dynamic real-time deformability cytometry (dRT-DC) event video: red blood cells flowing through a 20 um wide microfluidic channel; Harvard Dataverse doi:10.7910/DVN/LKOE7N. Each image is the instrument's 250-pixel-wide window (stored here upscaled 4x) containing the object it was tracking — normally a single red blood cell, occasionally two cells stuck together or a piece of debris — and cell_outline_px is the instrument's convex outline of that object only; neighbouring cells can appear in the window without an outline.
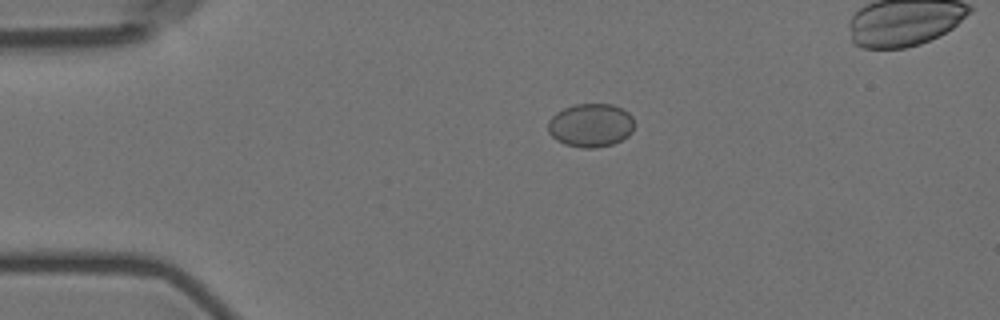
{"species": "Egyptian fruit bat (a non-hibernating species)", "species_latin": "Rousettus aegyptiacus", "temperature_condition": "room temperature", "stored_images_in_passage": 3, "camera_frame_rate_fps": 3000, "um_per_image_px": 0.085, "animal": {"sex": "female"}, "frame": {"image": 1, "passage_image": 1, "time_ms": 0.0, "image_size_px": [1000, 320], "cell_outline_px": [[632, 132], [628, 136], [612, 144], [596, 148], [580, 148], [564, 144], [556, 140], [548, 132], [548, 120], [556, 112], [564, 108], [576, 104], [612, 104], [628, 112], [632, 116]], "centroid_in_image_um": [50.18, 10.65], "position_along_channel_um": 34.8, "area_um2": 21.91}}